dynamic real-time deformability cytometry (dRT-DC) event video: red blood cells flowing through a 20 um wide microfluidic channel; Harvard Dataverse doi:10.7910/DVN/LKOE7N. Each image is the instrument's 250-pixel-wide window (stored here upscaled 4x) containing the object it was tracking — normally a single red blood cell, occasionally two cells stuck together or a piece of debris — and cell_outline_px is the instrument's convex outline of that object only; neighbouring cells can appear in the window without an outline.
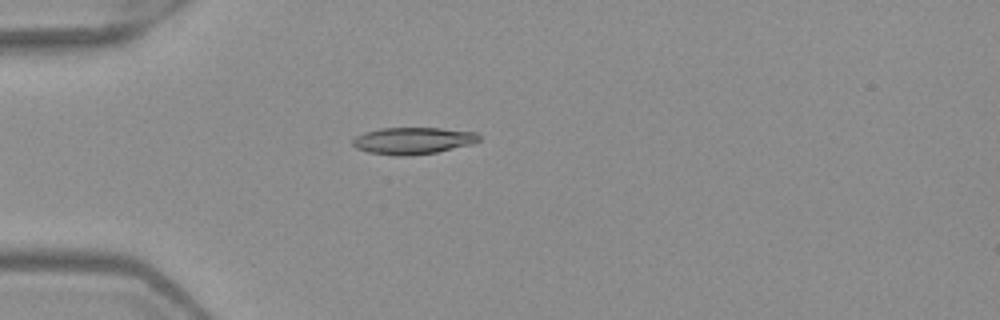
{"species": "Egyptian fruit bat (a non-hibernating species)", "species_latin": "Rousettus aegyptiacus", "temperature_condition": "warm", "stored_images_in_passage": 4, "camera_frame_rate_fps": 3000, "um_per_image_px": 0.085, "frame": {"image": 1, "passage_image": 3, "time_ms": 0.667, "image_size_px": [1000, 320], "cell_outline_px": [[480, 140], [476, 144], [436, 152], [404, 156], [396, 156], [368, 152], [356, 148], [352, 144], [352, 140], [356, 136], [364, 132], [380, 128], [440, 128], [476, 132], [480, 136]], "centroid_in_image_um": [35.13, 11.96], "position_along_channel_um": 49.9, "area_um2": 19.94}}